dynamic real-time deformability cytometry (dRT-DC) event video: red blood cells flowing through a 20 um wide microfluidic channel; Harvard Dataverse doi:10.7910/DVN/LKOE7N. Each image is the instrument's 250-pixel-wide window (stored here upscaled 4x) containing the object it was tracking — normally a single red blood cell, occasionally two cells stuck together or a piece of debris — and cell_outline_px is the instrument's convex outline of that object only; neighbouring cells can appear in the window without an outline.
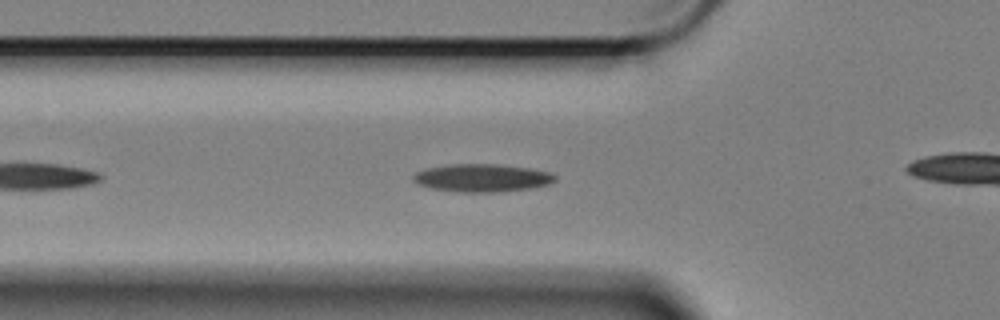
{"species": "Egyptian fruit bat (a non-hibernating species)", "species_latin": "Rousettus aegyptiacus", "temperature_condition": "cold", "stored_images_in_passage": 26, "camera_frame_rate_fps": 3000, "um_per_image_px": 0.085, "animal": {"sex": "female"}, "frame": {"image": 1, "passage_image": 7, "time_ms": 2.0, "image_size_px": [1000, 320], "cell_outline_px": [[556, 180], [548, 184], [528, 188], [492, 192], [456, 192], [432, 188], [420, 184], [412, 180], [412, 176], [416, 172], [424, 168], [448, 164], [500, 164], [528, 168], [552, 172], [556, 176]], "centroid_in_image_um": [40.95, 15.11], "position_along_channel_um": 84.9, "area_um2": 23.0}}
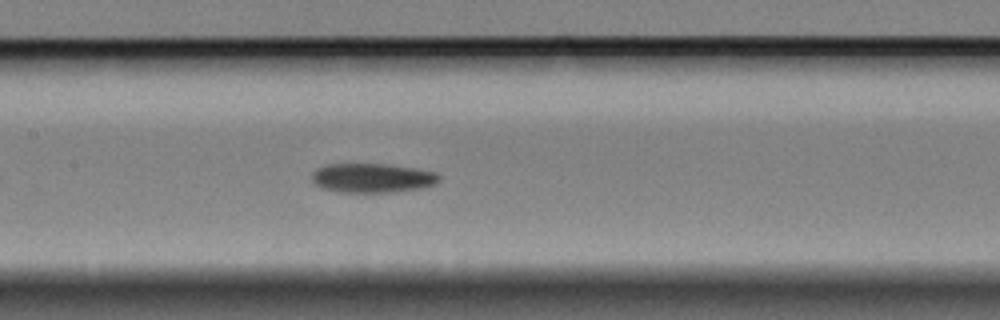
{"frame": {"image": 2, "passage_image": 15, "time_ms": 4.667, "image_size_px": [1000, 320], "cell_outline_px": [[440, 180], [436, 184], [420, 188], [396, 192], [340, 192], [320, 188], [312, 180], [312, 172], [316, 168], [328, 164], [388, 164], [416, 168], [436, 172], [440, 176]], "centroid_in_image_um": [31.65, 15.12], "position_along_channel_um": 175.7, "area_um2": 21.91}}
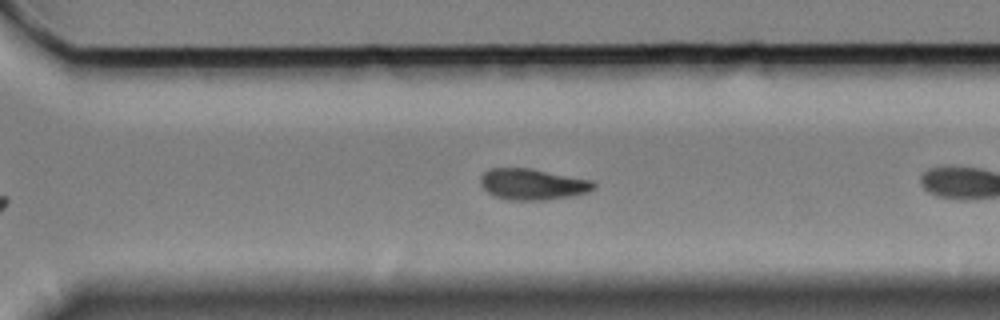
{"frame": {"image": 3, "passage_image": 25, "time_ms": 8.0, "image_size_px": [1000, 320], "cell_outline_px": [[596, 188], [588, 192], [572, 196], [544, 200], [508, 200], [496, 196], [488, 192], [480, 184], [480, 176], [484, 172], [492, 168], [532, 168], [592, 180], [596, 184]], "centroid_in_image_um": [45.29, 15.66], "position_along_channel_um": 325.3, "area_um2": 20.63}}